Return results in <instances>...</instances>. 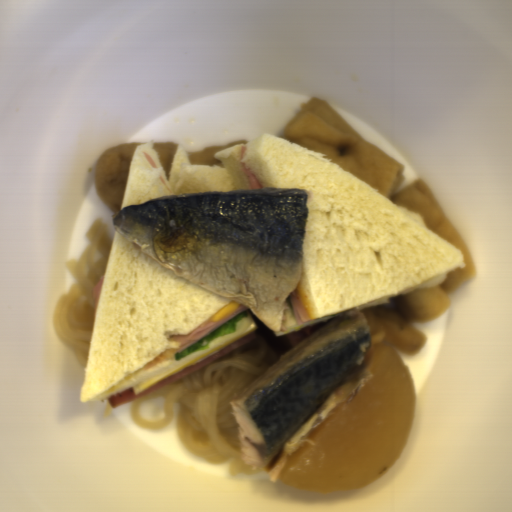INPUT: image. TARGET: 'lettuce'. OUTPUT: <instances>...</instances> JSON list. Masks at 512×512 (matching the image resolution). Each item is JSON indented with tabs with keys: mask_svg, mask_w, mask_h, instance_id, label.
I'll use <instances>...</instances> for the list:
<instances>
[{
	"mask_svg": "<svg viewBox=\"0 0 512 512\" xmlns=\"http://www.w3.org/2000/svg\"><path fill=\"white\" fill-rule=\"evenodd\" d=\"M251 312L252 311L247 309V310L239 313L238 315H236L235 317H233L226 323L222 324L221 326H219L218 328H216L215 330H213L212 332H210L203 338L199 339L198 341H196L195 343H193L192 345H190L189 347H187L180 353H179V351L176 352V354L174 356L175 362L180 361L181 359L187 357L188 355H190L192 353H196V352H200V351L209 349L210 344L215 339L236 333L238 323L241 320L246 319L250 315Z\"/></svg>",
	"mask_w": 512,
	"mask_h": 512,
	"instance_id": "obj_1",
	"label": "lettuce"
}]
</instances>
